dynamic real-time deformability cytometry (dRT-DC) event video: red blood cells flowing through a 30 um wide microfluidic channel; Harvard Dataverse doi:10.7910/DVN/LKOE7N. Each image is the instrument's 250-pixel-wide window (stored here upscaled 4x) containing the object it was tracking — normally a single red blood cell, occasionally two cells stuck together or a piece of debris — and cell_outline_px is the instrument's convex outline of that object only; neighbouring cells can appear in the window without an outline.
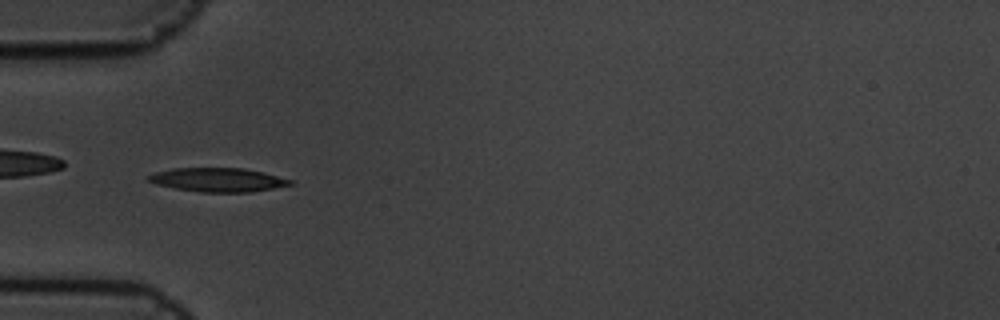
{"species": "common noctule bat (a hibernating species)", "species_latin": "Nyctalus noctula", "temperature_condition": "cold", "stored_images_in_passage": 10, "camera_frame_rate_fps": 3000, "um_per_image_px": 0.085, "animal": {"sex": "male", "body_mass_g": 19.5, "forearm_length_mm": 54.6}, "frame": {"image": 1, "passage_image": 5, "time_ms": 1.333, "image_size_px": [1000, 320], "cell_outline_px": [[292, 184], [252, 192], [200, 192], [176, 188], [156, 184], [148, 180], [148, 176], [156, 172], [172, 168], [244, 168], [264, 172], [292, 180]], "centroid_in_image_um": [18.53, 15.28], "position_along_channel_um": 66.5, "area_um2": 19.54}}
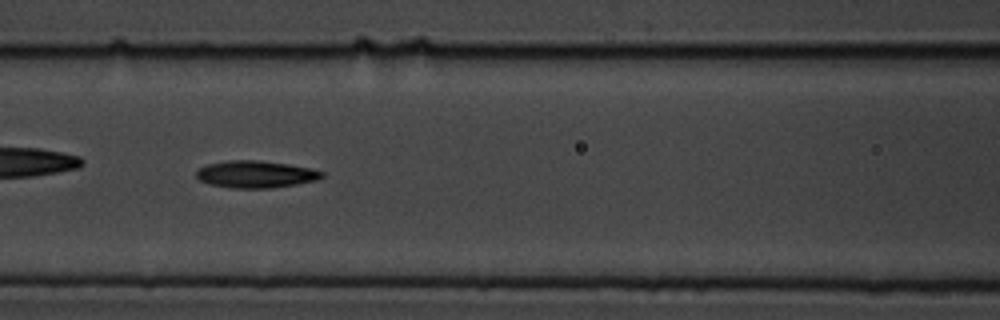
{"frame": {"image": 2, "passage_image": 7, "time_ms": 2.0, "image_size_px": [1000, 320], "cell_outline_px": [[324, 176], [316, 180], [296, 184], [268, 188], [232, 188], [212, 184], [200, 180], [196, 176], [196, 172], [200, 168], [208, 164], [228, 160], [256, 160], [288, 164], [312, 168], [324, 172]], "centroid_in_image_um": [21.76, 14.8], "position_along_channel_um": 144.8, "area_um2": 19.65}}
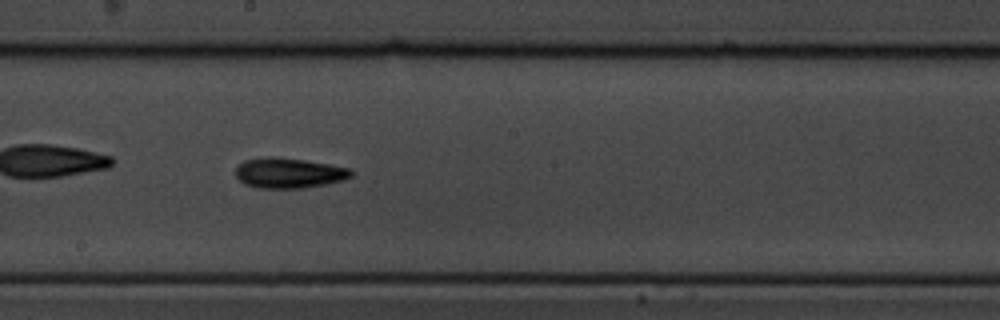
{"frame": {"image": 3, "passage_image": 9, "time_ms": 2.667, "image_size_px": [1000, 320], "cell_outline_px": [[352, 176], [344, 180], [324, 184], [300, 188], [256, 188], [244, 184], [236, 176], [236, 168], [244, 160], [268, 156], [272, 156], [304, 160], [352, 168]], "centroid_in_image_um": [24.54, 14.7], "position_along_channel_um": 223.7, "area_um2": 20.35}}